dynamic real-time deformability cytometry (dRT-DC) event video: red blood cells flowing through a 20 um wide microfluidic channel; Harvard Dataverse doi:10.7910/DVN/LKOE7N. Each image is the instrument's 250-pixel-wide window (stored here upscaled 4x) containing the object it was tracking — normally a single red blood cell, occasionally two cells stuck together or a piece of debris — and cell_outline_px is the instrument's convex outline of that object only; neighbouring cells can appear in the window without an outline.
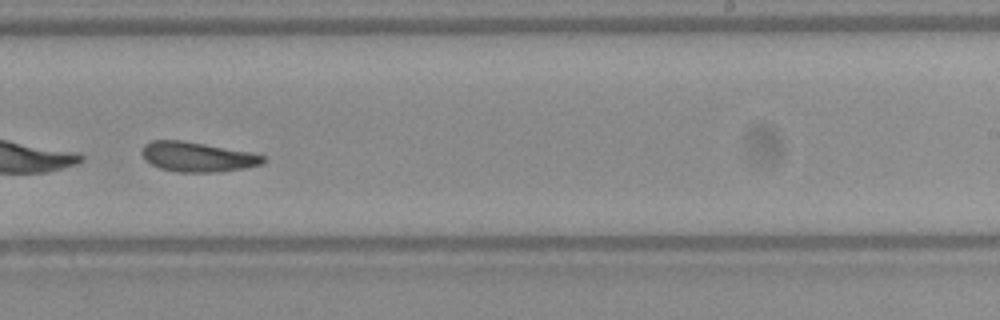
{"species": "Egyptian fruit bat (a non-hibernating species)", "species_latin": "Rousettus aegyptiacus", "temperature_condition": "warm", "stored_images_in_passage": 29, "camera_frame_rate_fps": 3000, "um_per_image_px": 0.085, "frame": {"image": 1, "passage_image": 21, "time_ms": 6.667, "image_size_px": [1000, 320], "cell_outline_px": [[268, 160], [264, 164], [244, 168], [220, 172], [176, 172], [160, 168], [144, 160], [140, 152], [144, 144], [152, 140], [180, 140], [252, 152], [268, 156]], "centroid_in_image_um": [16.82, 13.34], "position_along_channel_um": 272.2, "area_um2": 21.39}, "authors_computed_cell_mechanics": {"area_um2": 21.675, "velocity_mm_per_s": 3.8418, "shape_relaxation_time_tau1_ms": 4.1437, "shape_relaxation_time_tau2_ms": 2.4939, "deformation_change_tau1": 0.1344, "deformation_change_tau2": 0.1011}}